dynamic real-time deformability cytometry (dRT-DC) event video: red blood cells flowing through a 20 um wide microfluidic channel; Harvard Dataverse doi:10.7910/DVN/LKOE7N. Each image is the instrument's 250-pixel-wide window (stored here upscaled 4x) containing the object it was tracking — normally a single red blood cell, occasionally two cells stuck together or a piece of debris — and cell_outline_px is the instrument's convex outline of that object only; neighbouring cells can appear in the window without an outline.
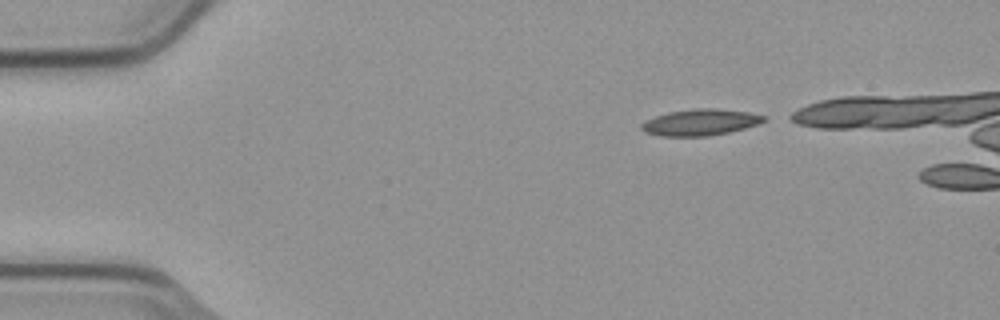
{"species": "common noctule bat (a hibernating species)", "species_latin": "Nyctalus noctula", "temperature_condition": "cold", "stored_images_in_passage": 4, "camera_frame_rate_fps": 3000, "um_per_image_px": 0.085, "animal": {"sex": "male", "body_mass_g": 23.1, "forearm_length_mm": 52.7}, "frame": {"image": 1, "passage_image": 1, "time_ms": 0.0, "image_size_px": [1000, 320], "cell_outline_px": [[768, 120], [760, 124], [728, 132], [704, 136], [660, 136], [644, 132], [640, 128], [640, 124], [644, 120], [668, 112], [696, 108], [716, 108], [748, 112], [768, 116]], "centroid_in_image_um": [59.54, 10.39], "position_along_channel_um": 25.5, "area_um2": 18.96}}